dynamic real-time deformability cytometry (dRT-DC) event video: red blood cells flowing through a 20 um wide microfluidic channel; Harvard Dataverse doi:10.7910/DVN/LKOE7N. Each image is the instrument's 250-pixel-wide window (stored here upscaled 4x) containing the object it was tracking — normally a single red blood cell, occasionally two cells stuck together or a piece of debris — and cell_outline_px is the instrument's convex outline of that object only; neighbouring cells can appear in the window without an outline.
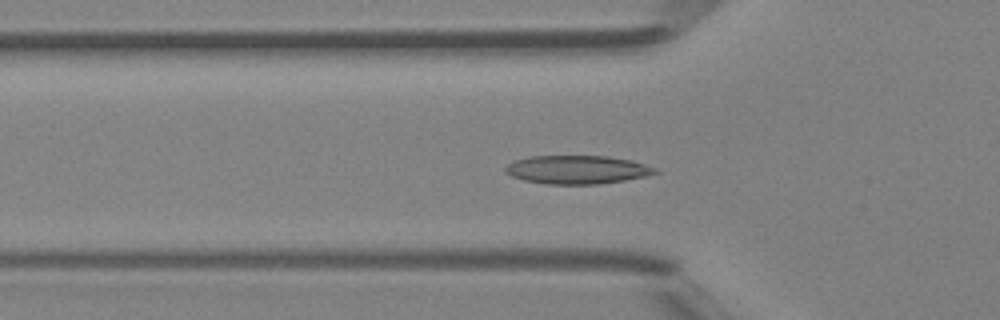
{"species": "Egyptian fruit bat (a non-hibernating species)", "species_latin": "Rousettus aegyptiacus", "temperature_condition": "room temperature", "stored_images_in_passage": 28, "camera_frame_rate_fps": 3000, "um_per_image_px": 0.085, "animal": {"sex": "female"}, "frame": {"image": 1, "passage_image": 3, "time_ms": 0.667, "image_size_px": [1000, 320], "cell_outline_px": [[660, 172], [644, 176], [624, 180], [596, 184], [544, 184], [524, 180], [512, 176], [504, 172], [504, 168], [508, 164], [516, 160], [532, 156], [608, 156], [632, 160], [656, 168]], "centroid_in_image_um": [49.05, 14.42], "position_along_channel_um": 76.8, "area_um2": 24.74}}
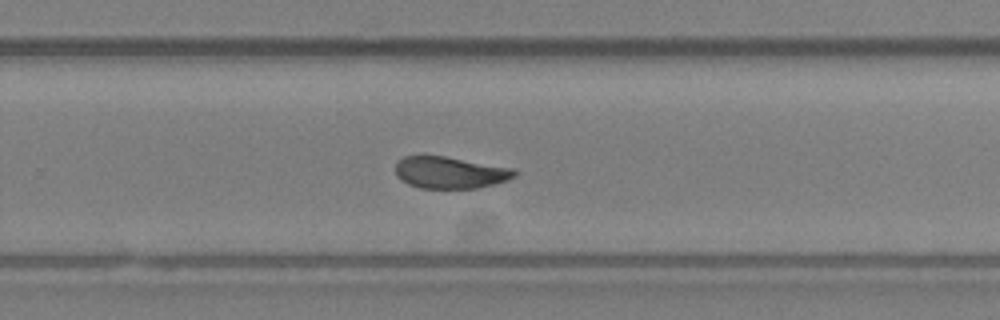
{"frame": {"image": 2, "passage_image": 18, "time_ms": 5.667, "image_size_px": [1000, 320], "cell_outline_px": [[516, 176], [508, 180], [480, 188], [420, 188], [408, 184], [400, 180], [396, 176], [396, 160], [404, 156], [444, 156], [516, 168]], "centroid_in_image_um": [38.26, 14.67], "position_along_channel_um": 291.5, "area_um2": 22.31}}
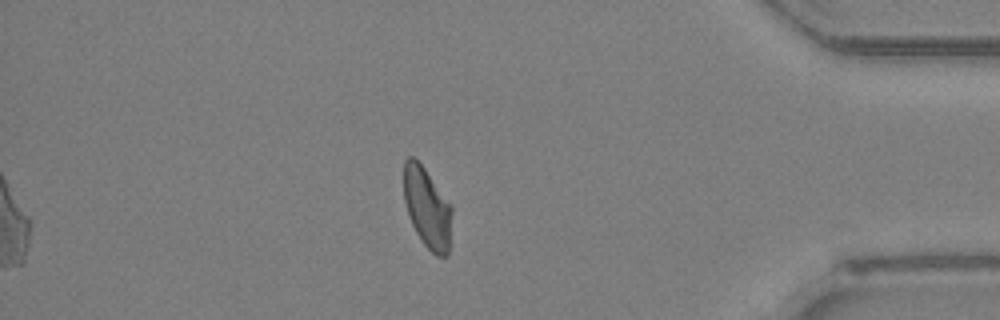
{"frame": {"image": 3, "passage_image": 28, "time_ms": 9.0, "image_size_px": [1000, 320], "cell_outline_px": [[452, 212], [448, 256], [436, 256], [420, 240], [408, 216], [404, 200], [404, 160], [408, 156], [412, 156], [424, 168], [452, 204]], "centroid_in_image_um": [36.31, 17.67], "position_along_channel_um": 398.9, "area_um2": 22.66}, "authors_computed_cell_mechanics": {"area_um2": 22.7154, "velocity_mm_per_s": 4.3031, "shape_relaxation_time_tau1_ms": 7.1194, "shape_relaxation_time_tau2_ms": 1.7591, "deformation_change_tau1": 0.1737, "deformation_change_tau2": 0.0687}}